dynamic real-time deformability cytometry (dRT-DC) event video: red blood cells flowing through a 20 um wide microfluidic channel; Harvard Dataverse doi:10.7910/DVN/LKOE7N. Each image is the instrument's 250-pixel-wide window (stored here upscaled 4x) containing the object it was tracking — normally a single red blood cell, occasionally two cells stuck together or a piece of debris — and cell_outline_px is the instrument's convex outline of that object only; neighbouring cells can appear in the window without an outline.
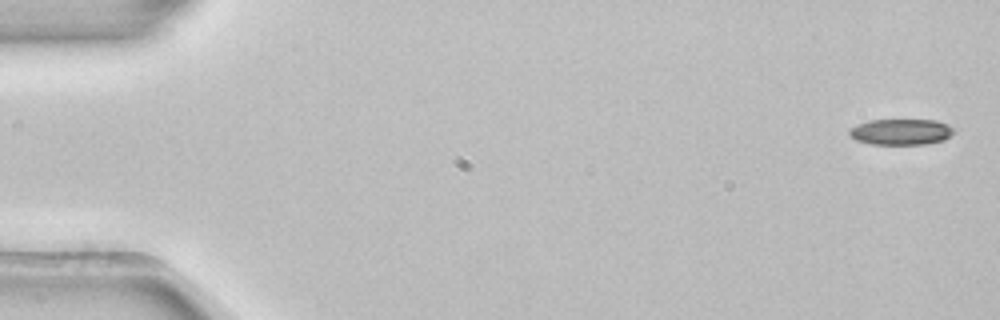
{"species": "common noctule bat (a hibernating species)", "species_latin": "Nyctalus noctula", "temperature_condition": "room temperature", "stored_images_in_passage": 5, "camera_frame_rate_fps": 3000, "um_per_image_px": 0.085, "animal": {"sex": "female", "body_mass_g": 22.7, "forearm_length_mm": 54.2}, "frame": {"image": 1, "passage_image": 5, "time_ms": 1.333, "image_size_px": [1000, 320], "cell_outline_px": [[952, 132], [944, 140], [924, 144], [872, 144], [856, 140], [848, 132], [848, 128], [856, 124], [868, 120], [936, 120], [948, 124], [952, 128]], "centroid_in_image_um": [76.53, 11.2], "position_along_channel_um": 8.5, "area_um2": 15.72}}